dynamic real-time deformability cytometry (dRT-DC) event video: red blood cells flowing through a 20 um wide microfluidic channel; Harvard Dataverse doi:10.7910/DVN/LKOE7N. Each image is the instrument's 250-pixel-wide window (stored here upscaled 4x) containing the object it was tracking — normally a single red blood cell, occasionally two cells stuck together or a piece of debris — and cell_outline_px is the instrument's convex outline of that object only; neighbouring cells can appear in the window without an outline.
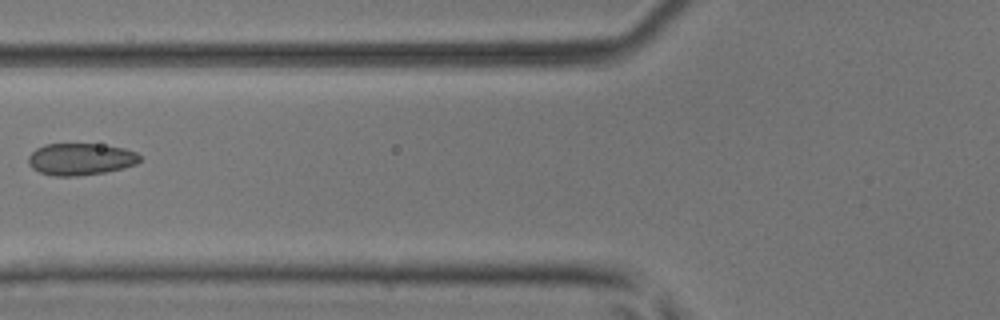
{"species": "common noctule bat (a hibernating species)", "species_latin": "Nyctalus noctula", "temperature_condition": "room temperature", "stored_images_in_passage": 5, "camera_frame_rate_fps": 3000, "um_per_image_px": 0.085, "animal": {"sex": "male", "body_mass_g": 17.9, "forearm_length_mm": 54.2}, "frame": {"image": 1, "passage_image": 5, "time_ms": 1.333, "image_size_px": [1000, 320], "cell_outline_px": [[140, 160], [136, 164], [104, 172], [76, 176], [52, 176], [40, 172], [32, 168], [28, 164], [28, 156], [36, 148], [44, 144], [100, 144], [124, 148], [136, 152], [140, 156]], "centroid_in_image_um": [6.81, 13.52], "position_along_channel_um": 119.0, "area_um2": 20.69}}